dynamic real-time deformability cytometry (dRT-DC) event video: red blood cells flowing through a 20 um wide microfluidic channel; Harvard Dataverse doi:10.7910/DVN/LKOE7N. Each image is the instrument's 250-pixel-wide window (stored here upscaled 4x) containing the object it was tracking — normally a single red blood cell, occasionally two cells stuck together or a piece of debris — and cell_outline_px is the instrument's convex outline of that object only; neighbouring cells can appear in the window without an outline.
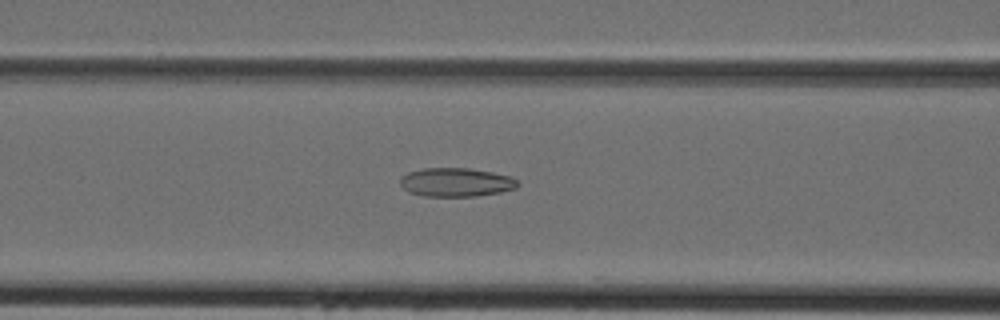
{"species": "Egyptian fruit bat (a non-hibernating species)", "species_latin": "Rousettus aegyptiacus", "temperature_condition": "cold", "stored_images_in_passage": 7, "camera_frame_rate_fps": 3000, "um_per_image_px": 0.085, "animal": {"sex": "female"}, "frame": {"image": 1, "passage_image": 6, "time_ms": 1.667, "image_size_px": [1000, 320], "cell_outline_px": [[520, 184], [516, 188], [500, 192], [476, 196], [424, 196], [408, 192], [400, 184], [400, 180], [408, 172], [424, 168], [468, 168], [492, 172], [512, 176]], "centroid_in_image_um": [38.79, 15.49], "position_along_channel_um": 127.8, "area_um2": 19.65}}